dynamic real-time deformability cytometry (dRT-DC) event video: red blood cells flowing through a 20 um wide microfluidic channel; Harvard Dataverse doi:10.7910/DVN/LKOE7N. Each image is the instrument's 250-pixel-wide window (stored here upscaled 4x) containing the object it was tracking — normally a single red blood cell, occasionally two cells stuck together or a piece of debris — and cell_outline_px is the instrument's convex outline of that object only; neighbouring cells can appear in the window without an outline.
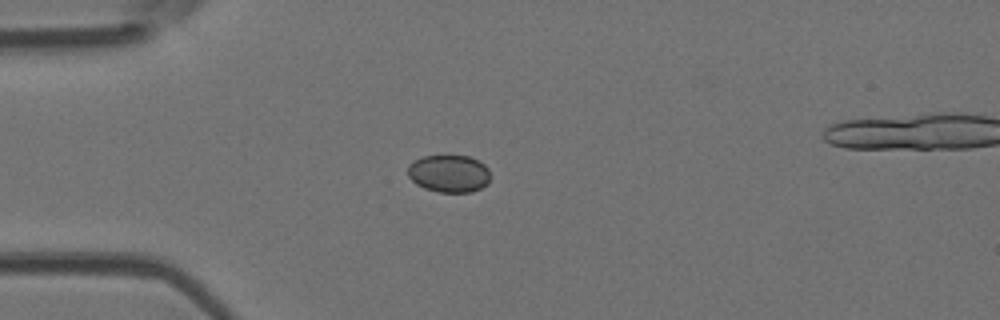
{"species": "Egyptian fruit bat (a non-hibernating species)", "species_latin": "Rousettus aegyptiacus", "temperature_condition": "room temperature", "stored_images_in_passage": 49, "camera_frame_rate_fps": 3000, "um_per_image_px": 0.085, "animal": {"sex": "female"}, "frame": {"image": 1, "passage_image": 13, "time_ms": 4.0, "image_size_px": [1000, 320], "cell_outline_px": [[488, 184], [472, 192], [440, 192], [424, 188], [416, 184], [408, 176], [408, 164], [424, 156], [468, 156], [480, 160], [488, 168]], "centroid_in_image_um": [38.16, 14.75], "position_along_channel_um": 46.8, "area_um2": 17.98}}
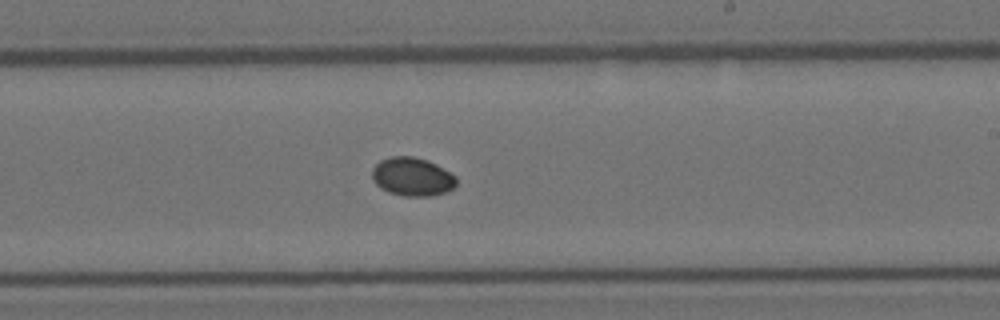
{"frame": {"image": 2, "passage_image": 29, "time_ms": 9.333, "image_size_px": [1000, 320], "cell_outline_px": [[456, 184], [452, 188], [444, 192], [428, 196], [404, 196], [388, 192], [380, 188], [372, 180], [372, 168], [380, 160], [392, 156], [412, 156], [428, 160], [436, 164], [456, 176]], "centroid_in_image_um": [35.01, 15.01], "position_along_channel_um": 254.0, "area_um2": 18.9}}
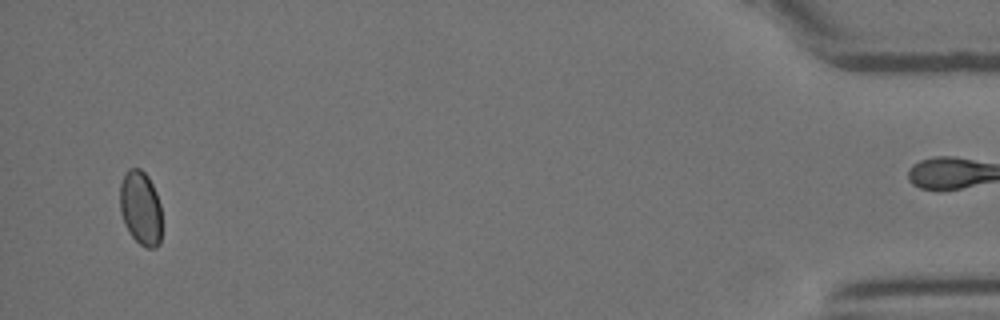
{"frame": {"image": 3, "passage_image": 47, "time_ms": 15.333, "image_size_px": [1000, 320], "cell_outline_px": [[160, 244], [156, 248], [144, 248], [132, 236], [124, 224], [120, 212], [120, 184], [124, 172], [128, 168], [140, 168], [148, 176], [156, 192], [160, 204]], "centroid_in_image_um": [11.93, 17.67], "position_along_channel_um": 423.3, "area_um2": 18.26}, "authors_computed_cell_mechanics": {"area_um2": 18.3804, "velocity_mm_per_s": 4.1814, "shape_relaxation_time_tau1_ms": 3.5091, "shape_relaxation_time_tau2_ms": null, "deformation_change_tau1": 0.0276, "deformation_change_tau2": null}}